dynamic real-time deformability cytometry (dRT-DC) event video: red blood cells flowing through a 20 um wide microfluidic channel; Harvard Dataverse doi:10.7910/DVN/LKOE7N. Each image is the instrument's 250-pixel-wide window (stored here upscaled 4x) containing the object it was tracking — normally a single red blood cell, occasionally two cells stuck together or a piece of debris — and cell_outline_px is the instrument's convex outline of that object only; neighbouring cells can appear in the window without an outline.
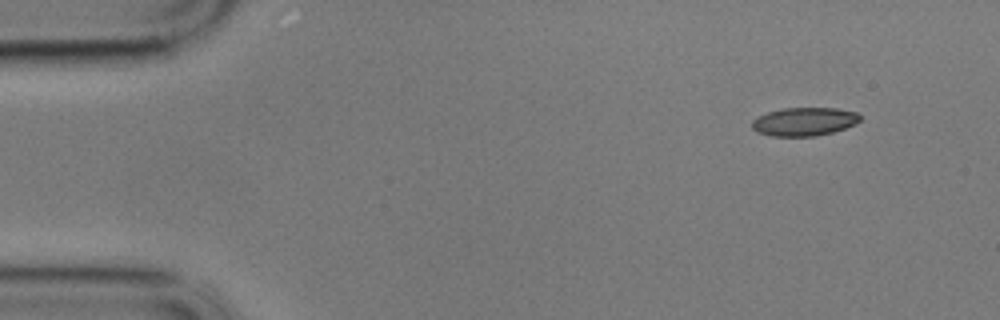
{"species": "common noctule bat (a hibernating species)", "species_latin": "Nyctalus noctula", "temperature_condition": "cold", "stored_images_in_passage": 5, "camera_frame_rate_fps": 3000, "um_per_image_px": 0.085, "animal": {"sex": "male", "body_mass_g": 17.9}, "frame": {"image": 1, "passage_image": 1, "time_ms": 0.0, "image_size_px": [1000, 320], "cell_outline_px": [[860, 120], [856, 124], [832, 132], [816, 136], [768, 136], [756, 132], [752, 128], [752, 120], [768, 112], [784, 108], [836, 108], [856, 112], [860, 116]], "centroid_in_image_um": [68.35, 10.34], "position_along_channel_um": 16.7, "area_um2": 17.86}}